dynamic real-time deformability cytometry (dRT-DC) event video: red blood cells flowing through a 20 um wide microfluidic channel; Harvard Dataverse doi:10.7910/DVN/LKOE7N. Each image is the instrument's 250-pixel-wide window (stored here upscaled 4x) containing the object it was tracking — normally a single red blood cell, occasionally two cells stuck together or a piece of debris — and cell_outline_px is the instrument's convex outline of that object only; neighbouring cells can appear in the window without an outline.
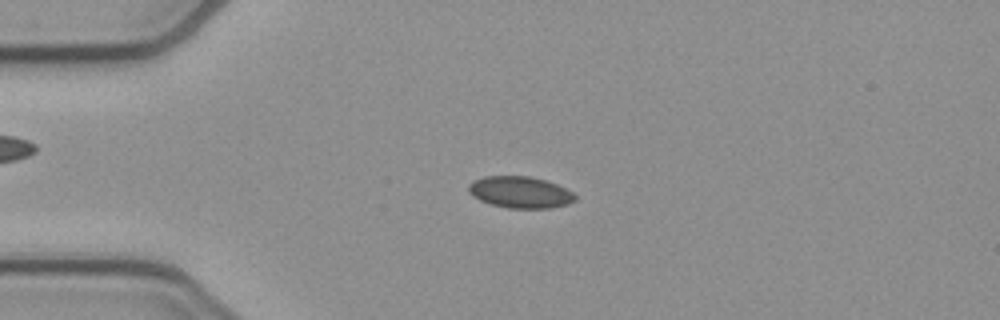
{"species": "common noctule bat (a hibernating species)", "species_latin": "Nyctalus noctula", "temperature_condition": "cold", "stored_images_in_passage": 52, "camera_frame_rate_fps": 3000, "um_per_image_px": 0.085, "animal": {"sex": "female", "body_mass_g": 21.9}, "frame": {"image": 1, "passage_image": 12, "time_ms": 3.667, "image_size_px": [1000, 320], "cell_outline_px": [[576, 200], [568, 204], [552, 208], [508, 208], [492, 204], [480, 200], [472, 196], [468, 192], [468, 184], [484, 176], [528, 176], [548, 180], [572, 192], [576, 196]], "centroid_in_image_um": [44.22, 16.34], "position_along_channel_um": 40.8, "area_um2": 19.65}}
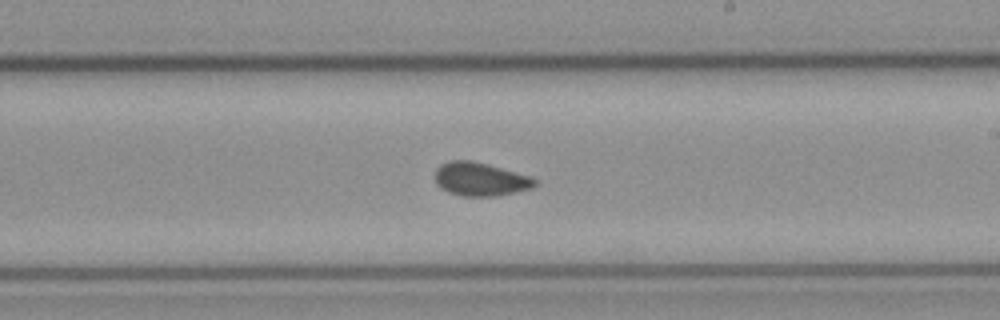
{"frame": {"image": 2, "passage_image": 30, "time_ms": 9.667, "image_size_px": [1000, 320], "cell_outline_px": [[536, 184], [532, 188], [516, 192], [496, 196], [460, 196], [448, 192], [440, 188], [436, 184], [436, 168], [440, 164], [448, 160], [472, 160], [488, 164], [532, 176], [536, 180]], "centroid_in_image_um": [40.82, 15.22], "position_along_channel_um": 248.2, "area_um2": 19.71}}
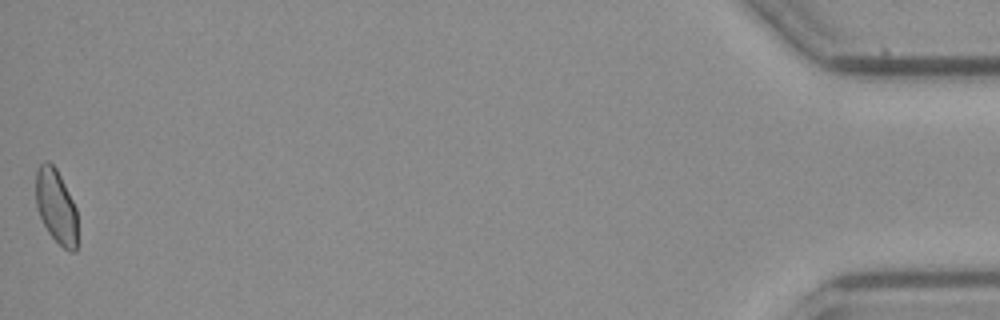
{"frame": {"image": 3, "passage_image": 52, "time_ms": 17.0, "image_size_px": [1000, 320], "cell_outline_px": [[76, 252], [68, 252], [48, 232], [36, 208], [36, 172], [40, 164], [44, 160], [48, 160], [56, 168], [76, 208]], "centroid_in_image_um": [4.75, 17.53], "position_along_channel_um": 430.4, "area_um2": 17.8}, "authors_computed_cell_mechanics": {"area_um2": 19.2474, "velocity_mm_per_s": 3.8742, "shape_relaxation_time_tau1_ms": null, "shape_relaxation_time_tau2_ms": 2.1891, "deformation_change_tau1": null, "deformation_change_tau2": 0.0565}}